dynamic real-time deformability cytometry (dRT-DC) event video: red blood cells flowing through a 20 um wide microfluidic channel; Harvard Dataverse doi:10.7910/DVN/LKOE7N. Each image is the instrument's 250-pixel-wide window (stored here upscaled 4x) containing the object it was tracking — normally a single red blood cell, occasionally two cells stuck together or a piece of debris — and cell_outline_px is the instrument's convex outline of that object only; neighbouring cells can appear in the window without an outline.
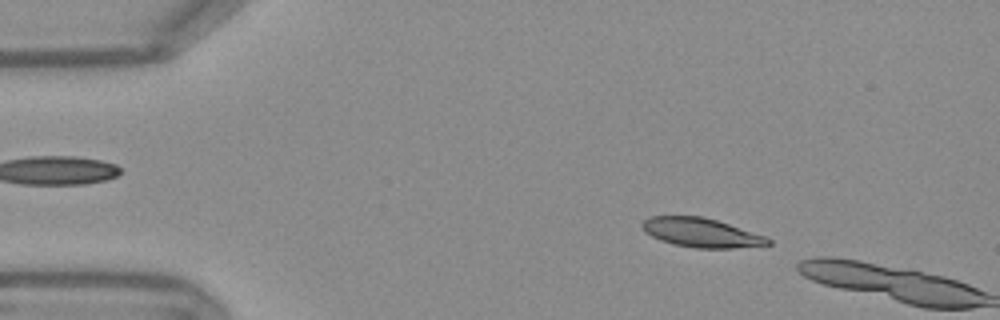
{"species": "Egyptian fruit bat (a non-hibernating species)", "species_latin": "Rousettus aegyptiacus", "temperature_condition": "warm", "stored_images_in_passage": 7, "camera_frame_rate_fps": 3000, "um_per_image_px": 0.085, "frame": {"image": 1, "passage_image": 5, "time_ms": 1.333, "image_size_px": [1000, 320], "cell_outline_px": [[772, 244], [732, 248], [696, 248], [676, 244], [660, 240], [644, 232], [640, 224], [648, 216], [704, 216], [768, 236], [772, 240]], "centroid_in_image_um": [59.62, 19.76], "position_along_channel_um": 25.4, "area_um2": 21.5}}